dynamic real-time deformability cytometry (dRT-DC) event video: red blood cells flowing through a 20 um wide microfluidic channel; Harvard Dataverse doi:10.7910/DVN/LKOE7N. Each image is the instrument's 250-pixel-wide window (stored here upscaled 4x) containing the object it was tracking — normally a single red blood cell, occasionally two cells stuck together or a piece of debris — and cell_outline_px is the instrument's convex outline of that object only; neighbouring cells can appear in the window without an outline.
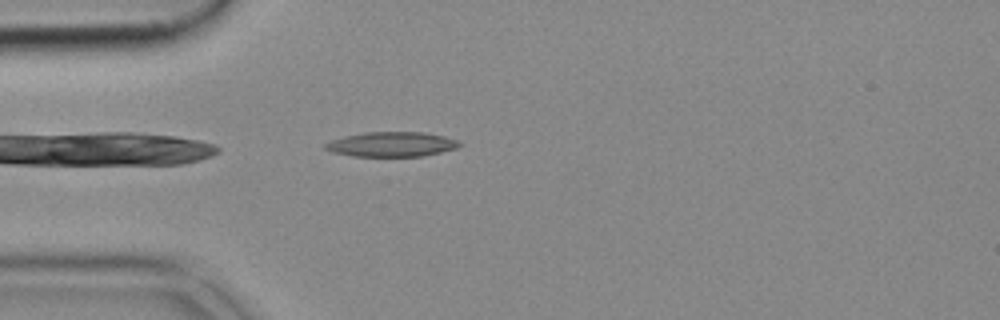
{"species": "common noctule bat (a hibernating species)", "species_latin": "Nyctalus noctula", "temperature_condition": "cold", "stored_images_in_passage": 39, "camera_frame_rate_fps": 3000, "um_per_image_px": 0.085, "animal": {"sex": "female", "body_mass_g": 18.4}, "frame": {"image": 1, "passage_image": 1, "time_ms": 0.0, "image_size_px": [1000, 320], "cell_outline_px": [[460, 144], [456, 148], [440, 152], [420, 156], [352, 156], [332, 152], [324, 148], [324, 144], [332, 140], [344, 136], [364, 132], [424, 132], [444, 136], [456, 140]], "centroid_in_image_um": [33.24, 12.26], "position_along_channel_um": 51.8, "area_um2": 19.19}}
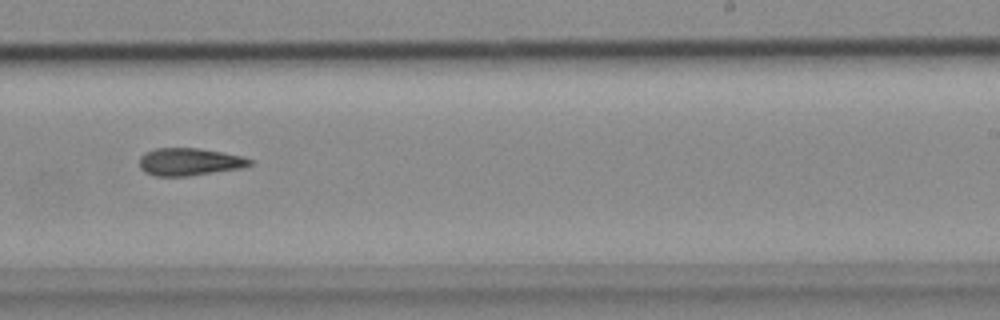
{"frame": {"image": 2, "passage_image": 19, "time_ms": 6.0, "image_size_px": [1000, 320], "cell_outline_px": [[252, 164], [244, 168], [188, 176], [156, 176], [144, 172], [140, 168], [140, 156], [144, 152], [156, 148], [200, 148], [244, 156], [252, 160]], "centroid_in_image_um": [16.12, 13.75], "position_along_channel_um": 272.9, "area_um2": 17.92}}
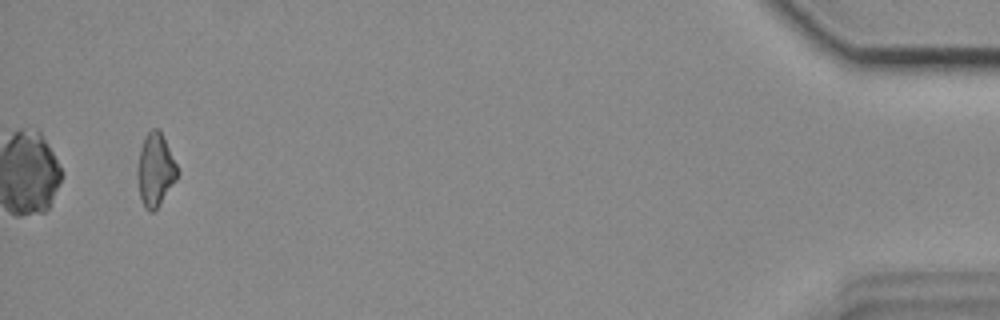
{"frame": {"image": 3, "passage_image": 37, "time_ms": 12.0, "image_size_px": [1000, 320], "cell_outline_px": [[180, 172], [176, 180], [160, 204], [152, 212], [148, 212], [144, 208], [140, 196], [136, 176], [136, 172], [140, 148], [144, 136], [152, 128], [156, 128], [160, 132]], "centroid_in_image_um": [13.18, 14.47], "position_along_channel_um": 422.0, "area_um2": 16.94}}